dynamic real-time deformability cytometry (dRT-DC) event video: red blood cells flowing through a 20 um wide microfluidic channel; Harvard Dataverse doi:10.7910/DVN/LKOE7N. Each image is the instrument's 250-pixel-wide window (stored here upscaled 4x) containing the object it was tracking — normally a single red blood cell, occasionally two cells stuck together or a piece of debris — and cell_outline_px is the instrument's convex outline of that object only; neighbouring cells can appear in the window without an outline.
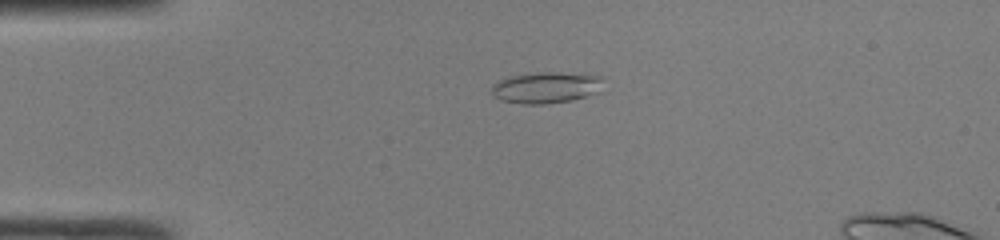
{"species": "common noctule bat (a hibernating species)", "species_latin": "Nyctalus noctula", "temperature_condition": "room temperature", "stored_images_in_passage": 37, "camera_frame_rate_fps": 3000, "um_per_image_px": 0.085, "animal": {"sex": "male", "body_mass_g": 19.0, "forearm_length_mm": 50.8}, "frame": {"image": 1, "passage_image": 1, "time_ms": 0.0, "image_size_px": [1000, 240], "cell_outline_px": [[600, 80], [596, 92], [572, 100], [544, 104], [524, 104], [500, 100], [492, 92], [492, 84], [508, 76], [540, 72], [560, 72], [600, 76]], "centroid_in_image_um": [46.33, 7.44], "position_along_channel_um": 38.7, "area_um2": 19.88}}
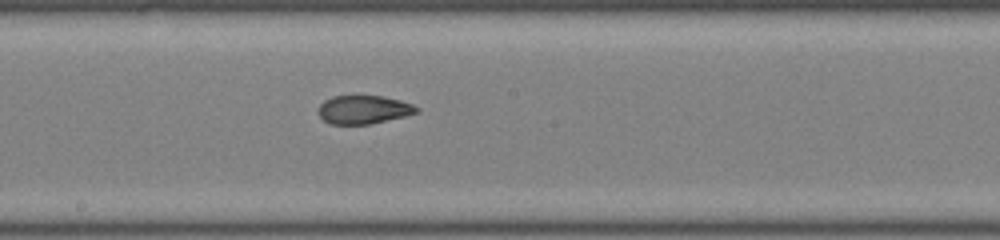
{"frame": {"image": 2, "passage_image": 16, "time_ms": 5.0, "image_size_px": [1000, 240], "cell_outline_px": [[420, 108], [416, 112], [404, 116], [368, 124], [328, 124], [320, 116], [320, 104], [324, 100], [332, 96], [384, 96], [400, 100], [412, 104]], "centroid_in_image_um": [30.9, 9.31], "position_along_channel_um": 217.3, "area_um2": 16.07}}
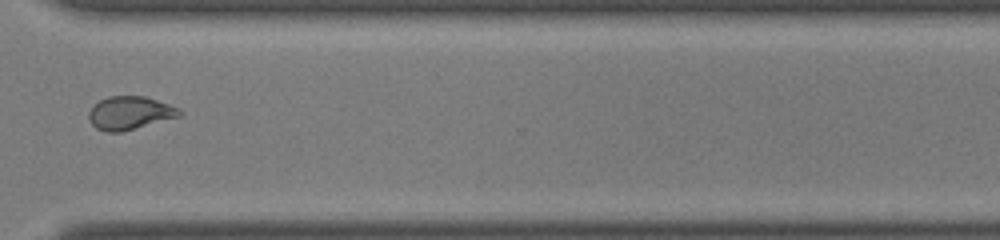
{"frame": {"image": 3, "passage_image": 26, "time_ms": 8.333, "image_size_px": [1000, 240], "cell_outline_px": [[184, 112], [180, 116], [120, 132], [108, 132], [96, 128], [88, 120], [88, 112], [92, 104], [108, 96], [144, 96], [180, 108]], "centroid_in_image_um": [11.0, 9.59], "position_along_channel_um": 359.6, "area_um2": 17.57}}